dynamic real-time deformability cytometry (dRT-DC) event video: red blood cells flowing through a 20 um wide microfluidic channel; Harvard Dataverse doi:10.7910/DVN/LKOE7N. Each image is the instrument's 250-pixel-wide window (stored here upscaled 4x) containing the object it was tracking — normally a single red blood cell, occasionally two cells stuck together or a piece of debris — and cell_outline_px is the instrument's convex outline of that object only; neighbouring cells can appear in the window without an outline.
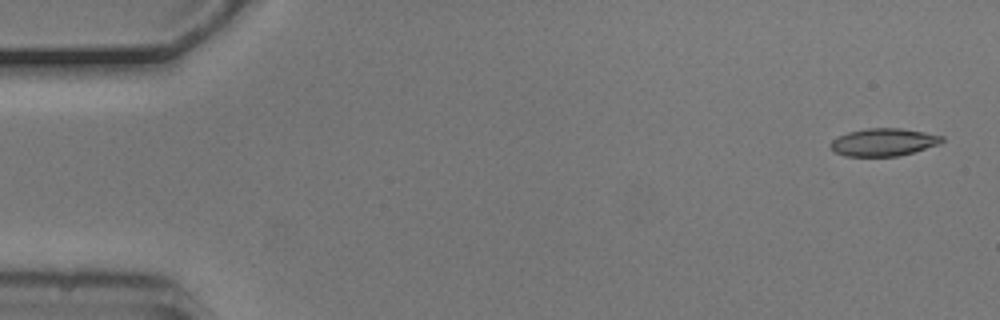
{"species": "common noctule bat (a hibernating species)", "species_latin": "Nyctalus noctula", "temperature_condition": "cold", "stored_images_in_passage": 5, "camera_frame_rate_fps": 3000, "um_per_image_px": 0.085, "animal": {"sex": "male", "body_mass_g": 20.5, "forearm_length_mm": 52.5}, "frame": {"image": 1, "passage_image": 1, "time_ms": 0.0, "image_size_px": [1000, 320], "cell_outline_px": [[944, 140], [940, 144], [900, 156], [844, 156], [836, 152], [828, 144], [836, 136], [848, 132], [868, 128], [900, 128], [924, 132], [944, 136]], "centroid_in_image_um": [75.1, 12.08], "position_along_channel_um": 9.9, "area_um2": 18.03}}